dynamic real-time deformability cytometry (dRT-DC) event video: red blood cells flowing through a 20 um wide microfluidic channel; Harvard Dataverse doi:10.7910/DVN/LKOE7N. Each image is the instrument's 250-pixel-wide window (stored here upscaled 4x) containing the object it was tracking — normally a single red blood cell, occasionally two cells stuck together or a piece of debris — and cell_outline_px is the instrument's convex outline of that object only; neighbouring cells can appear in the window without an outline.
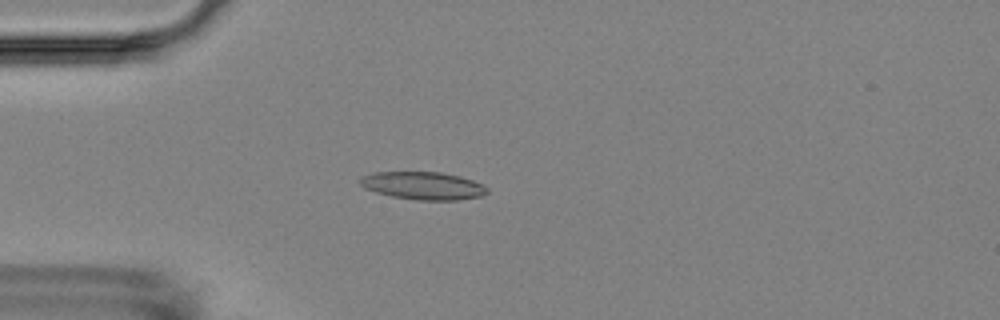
{"species": "Egyptian fruit bat (a non-hibernating species)", "species_latin": "Rousettus aegyptiacus", "temperature_condition": "room temperature", "stored_images_in_passage": 5, "camera_frame_rate_fps": 3000, "um_per_image_px": 0.085, "animal": {"sex": "female"}, "frame": {"image": 1, "passage_image": 4, "time_ms": 4.333, "image_size_px": [1000, 320], "cell_outline_px": [[488, 192], [480, 196], [456, 200], [416, 200], [392, 196], [376, 192], [364, 188], [360, 184], [360, 176], [376, 172], [440, 172], [460, 176], [484, 184], [488, 188]], "centroid_in_image_um": [35.97, 15.78], "position_along_channel_um": 49.0, "area_um2": 20.58}}